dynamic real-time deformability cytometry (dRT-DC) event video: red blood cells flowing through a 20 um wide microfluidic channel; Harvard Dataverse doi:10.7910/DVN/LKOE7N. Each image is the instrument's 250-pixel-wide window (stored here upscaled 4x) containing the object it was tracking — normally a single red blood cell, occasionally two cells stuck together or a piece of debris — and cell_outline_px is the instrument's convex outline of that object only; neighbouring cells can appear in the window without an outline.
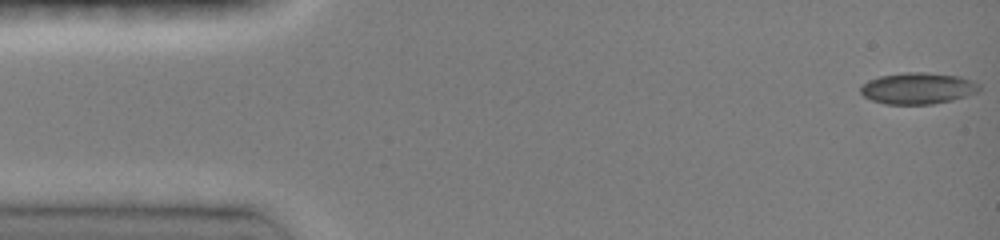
{"species": "common noctule bat (a hibernating species)", "species_latin": "Nyctalus noctula", "temperature_condition": "room temperature", "stored_images_in_passage": 22, "camera_frame_rate_fps": 3000, "um_per_image_px": 0.085, "animal": {"sex": "female", "body_mass_g": 19.0, "forearm_length_mm": 51.5}, "frame": {"image": 1, "passage_image": 1, "time_ms": 0.0, "image_size_px": [1000, 240], "cell_outline_px": [[980, 92], [952, 100], [932, 104], [884, 104], [872, 100], [864, 96], [860, 92], [860, 84], [868, 80], [880, 76], [904, 72], [924, 72], [960, 76], [972, 80], [980, 84]], "centroid_in_image_um": [78.02, 7.5], "position_along_channel_um": 7.0, "area_um2": 21.96}}
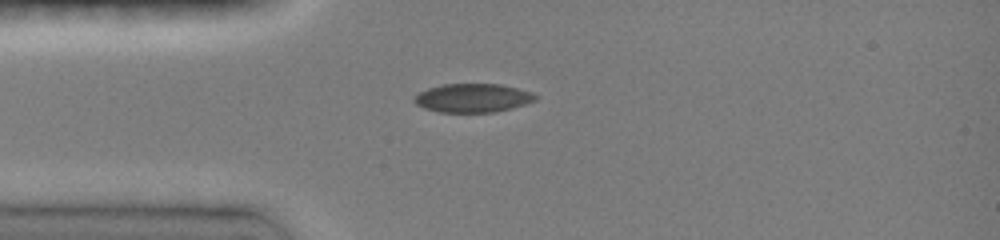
{"frame": {"image": 2, "passage_image": 9, "time_ms": 3.667, "image_size_px": [1000, 240], "cell_outline_px": [[536, 100], [512, 108], [496, 112], [440, 112], [424, 108], [416, 104], [412, 100], [412, 96], [428, 88], [444, 84], [500, 84], [532, 92], [536, 96]], "centroid_in_image_um": [40.15, 8.33], "position_along_channel_um": 44.9, "area_um2": 20.23}}
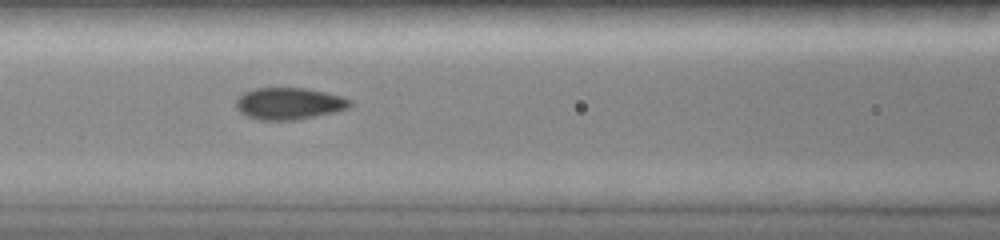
{"frame": {"image": 3, "passage_image": 15, "time_ms": 6.333, "image_size_px": [1000, 240], "cell_outline_px": [[352, 104], [348, 108], [336, 112], [296, 120], [260, 120], [244, 116], [236, 108], [236, 100], [244, 92], [256, 88], [304, 88], [324, 92], [340, 96], [352, 100]], "centroid_in_image_um": [24.56, 8.81], "position_along_channel_um": 142.0, "area_um2": 21.21}}